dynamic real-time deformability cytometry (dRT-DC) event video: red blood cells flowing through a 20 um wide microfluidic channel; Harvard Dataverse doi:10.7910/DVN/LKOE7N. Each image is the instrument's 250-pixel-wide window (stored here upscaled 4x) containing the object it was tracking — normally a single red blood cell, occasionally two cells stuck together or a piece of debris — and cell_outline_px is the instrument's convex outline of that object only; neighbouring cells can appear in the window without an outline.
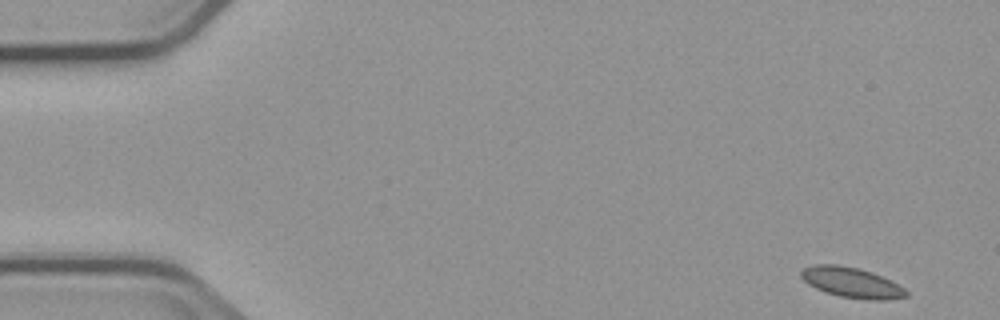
{"species": "common noctule bat (a hibernating species)", "species_latin": "Nyctalus noctula", "temperature_condition": "cold", "stored_images_in_passage": 5, "segment_of_instrument_passage": [1, 2], "camera_frame_rate_fps": 3000, "um_per_image_px": 0.085, "animal": {"sex": "male", "body_mass_g": 23.1, "forearm_length_mm": 52.7}, "frame": {"image": 1, "passage_image": 1, "time_ms": 0.0, "image_size_px": [1000, 320], "cell_outline_px": [[908, 296], [884, 300], [872, 300], [840, 296], [824, 292], [808, 284], [800, 276], [800, 272], [804, 268], [812, 264], [836, 264], [856, 268], [880, 276], [904, 288], [908, 292]], "centroid_in_image_um": [72.33, 24.02], "position_along_channel_um": 12.7, "area_um2": 18.21}}